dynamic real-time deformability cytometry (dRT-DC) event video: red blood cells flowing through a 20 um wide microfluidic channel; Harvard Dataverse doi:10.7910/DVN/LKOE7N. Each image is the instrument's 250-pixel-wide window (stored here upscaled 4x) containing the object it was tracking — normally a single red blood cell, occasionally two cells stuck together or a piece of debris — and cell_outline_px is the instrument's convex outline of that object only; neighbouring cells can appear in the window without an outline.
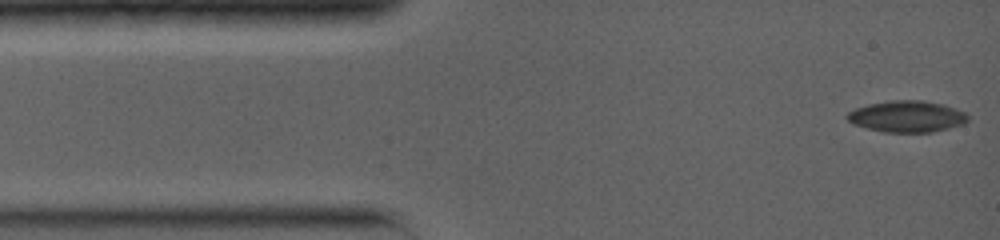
{"species": "common noctule bat (a hibernating species)", "species_latin": "Nyctalus noctula", "temperature_condition": "warm", "stored_images_in_passage": 27, "camera_frame_rate_fps": 5000, "um_per_image_px": 0.085, "animal": {"sex": "female", "body_mass_g": 19.0, "forearm_length_mm": 56.7}, "frame": {"image": 1, "passage_image": 1, "time_ms": 0.0, "image_size_px": [1000, 240], "cell_outline_px": [[968, 120], [964, 124], [932, 132], [884, 132], [852, 124], [844, 116], [848, 112], [856, 108], [868, 104], [888, 100], [920, 100], [944, 104], [964, 112], [968, 116]], "centroid_in_image_um": [77.07, 9.89], "position_along_channel_um": 7.9, "area_um2": 22.14}}
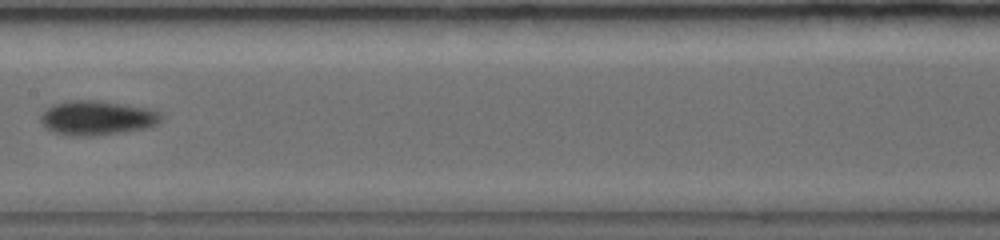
{"frame": {"image": 2, "passage_image": 12, "time_ms": 6.8, "image_size_px": [1000, 240], "cell_outline_px": [[160, 120], [156, 124], [144, 128], [120, 132], [92, 136], [68, 136], [52, 132], [44, 128], [40, 120], [40, 116], [44, 108], [52, 104], [68, 100], [96, 100], [124, 104], [148, 108], [160, 112]], "centroid_in_image_um": [8.14, 10.01], "position_along_channel_um": 199.3, "area_um2": 24.33}}
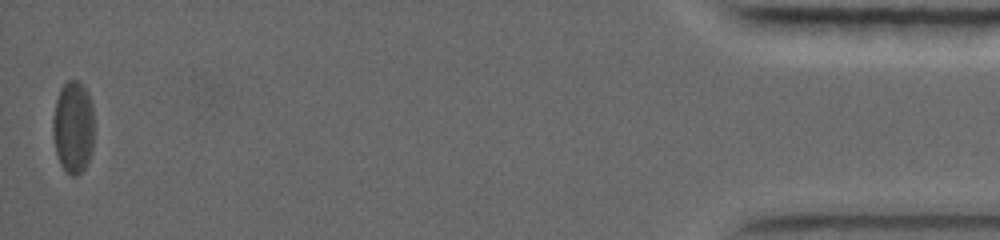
{"frame": {"image": 3, "passage_image": 27, "time_ms": 16.0, "image_size_px": [1000, 240], "cell_outline_px": [[92, 152], [84, 168], [76, 176], [72, 176], [60, 164], [56, 152], [52, 132], [52, 116], [56, 100], [60, 88], [68, 80], [76, 80], [88, 92], [92, 104]], "centroid_in_image_um": [6.19, 10.79], "position_along_channel_um": 429.0, "area_um2": 22.08}, "authors_computed_cell_mechanics": {"area_um2": 21.9062, "velocity_mm_per_s": 3.8784, "shape_relaxation_time_tau1_ms": 3.3944, "shape_relaxation_time_tau2_ms": 1.4051, "deformation_change_tau1": 0.0899, "deformation_change_tau2": 0.0448}}